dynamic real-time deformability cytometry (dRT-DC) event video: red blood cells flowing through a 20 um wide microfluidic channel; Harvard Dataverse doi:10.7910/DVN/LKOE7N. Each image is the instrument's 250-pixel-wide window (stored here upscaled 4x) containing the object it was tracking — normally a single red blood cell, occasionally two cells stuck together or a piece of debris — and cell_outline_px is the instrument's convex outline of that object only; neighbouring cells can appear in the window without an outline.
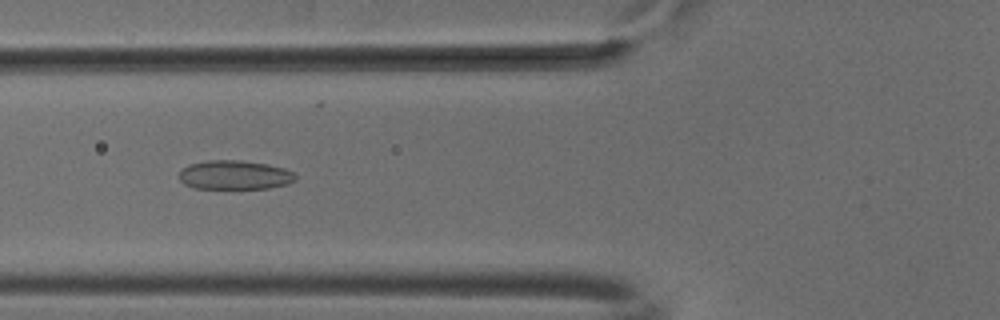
{"species": "common noctule bat (a hibernating species)", "species_latin": "Nyctalus noctula", "temperature_condition": "cold", "stored_images_in_passage": 42, "camera_frame_rate_fps": 3000, "um_per_image_px": 0.085, "animal": {"sex": "male", "body_mass_g": 18.8}, "frame": {"image": 1, "passage_image": 9, "time_ms": 2.667, "image_size_px": [1000, 320], "cell_outline_px": [[296, 180], [288, 184], [268, 188], [192, 188], [184, 184], [180, 180], [180, 172], [188, 164], [208, 160], [240, 160], [268, 164], [284, 168], [292, 172], [296, 176]], "centroid_in_image_um": [19.95, 14.87], "position_along_channel_um": 105.9, "area_um2": 19.71}}
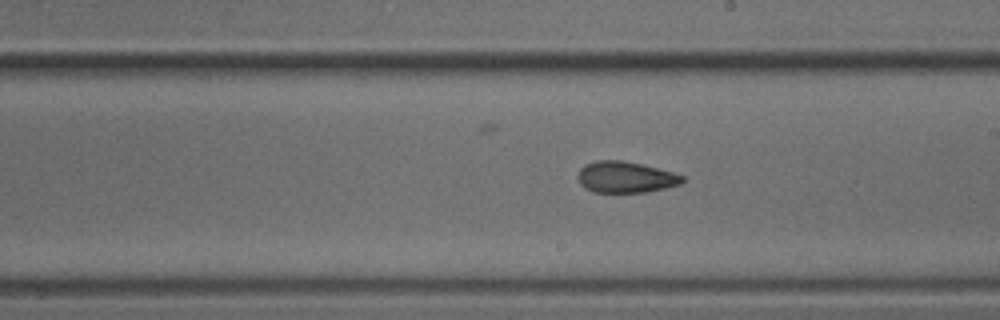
{"frame": {"image": 2, "passage_image": 19, "time_ms": 6.0, "image_size_px": [1000, 320], "cell_outline_px": [[684, 180], [680, 184], [648, 192], [592, 192], [584, 188], [580, 184], [576, 176], [580, 168], [584, 164], [596, 160], [620, 160], [640, 164], [672, 172], [684, 176]], "centroid_in_image_um": [53.11, 15.06], "position_along_channel_um": 235.9, "area_um2": 19.07}}
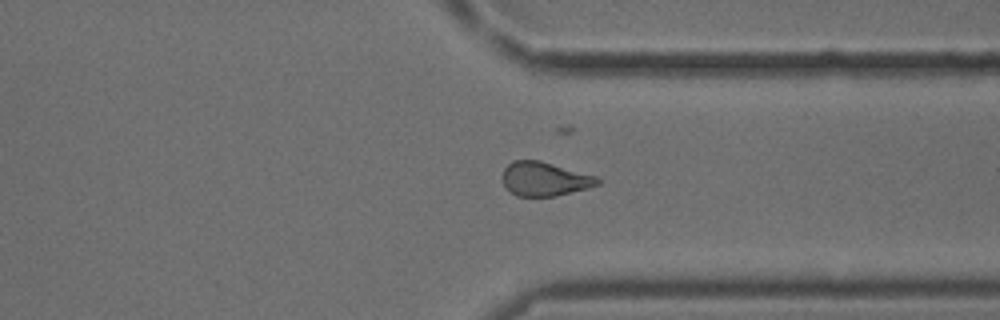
{"frame": {"image": 3, "passage_image": 29, "time_ms": 9.333, "image_size_px": [1000, 320], "cell_outline_px": [[600, 184], [588, 188], [556, 196], [516, 196], [504, 184], [504, 168], [512, 160], [540, 160], [596, 176], [600, 180]], "centroid_in_image_um": [46.32, 15.21], "position_along_channel_um": 365.1, "area_um2": 18.67}, "authors_computed_cell_mechanics": {"area_um2": 19.4786, "velocity_mm_per_s": 3.8853, "shape_relaxation_time_tau1_ms": null, "shape_relaxation_time_tau2_ms": 3.2183, "deformation_change_tau1": null, "deformation_change_tau2": 0.1007}}